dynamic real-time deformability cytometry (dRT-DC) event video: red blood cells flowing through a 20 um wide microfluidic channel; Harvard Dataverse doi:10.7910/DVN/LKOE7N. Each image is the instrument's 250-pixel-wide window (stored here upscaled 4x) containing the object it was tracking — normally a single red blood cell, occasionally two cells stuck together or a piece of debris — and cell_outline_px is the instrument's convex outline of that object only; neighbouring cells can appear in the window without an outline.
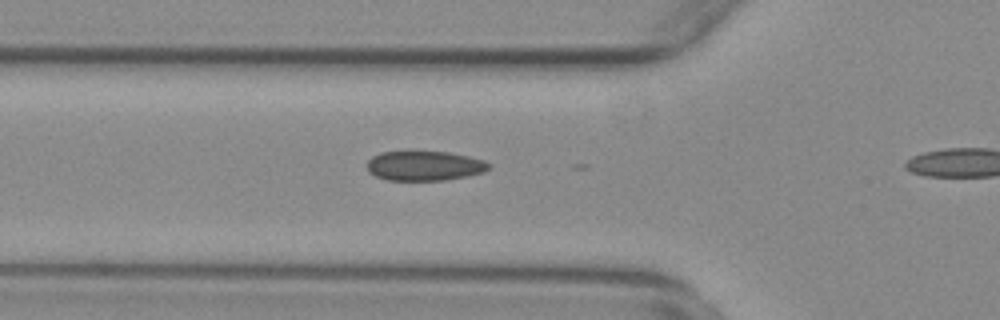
{"species": "common noctule bat (a hibernating species)", "species_latin": "Nyctalus noctula", "temperature_condition": "warm", "stored_images_in_passage": 3, "camera_frame_rate_fps": 3000, "um_per_image_px": 0.085, "animal": {"sex": "female", "body_mass_g": 29.2, "forearm_length_mm": 56.3}, "frame": {"image": 1, "passage_image": 2, "time_ms": 0.333, "image_size_px": [1000, 320], "cell_outline_px": [[492, 168], [484, 172], [468, 176], [444, 180], [388, 180], [376, 176], [368, 172], [368, 160], [372, 156], [380, 152], [448, 152], [468, 156], [484, 160], [492, 164]], "centroid_in_image_um": [36.12, 14.1], "position_along_channel_um": 89.7, "area_um2": 21.1}}